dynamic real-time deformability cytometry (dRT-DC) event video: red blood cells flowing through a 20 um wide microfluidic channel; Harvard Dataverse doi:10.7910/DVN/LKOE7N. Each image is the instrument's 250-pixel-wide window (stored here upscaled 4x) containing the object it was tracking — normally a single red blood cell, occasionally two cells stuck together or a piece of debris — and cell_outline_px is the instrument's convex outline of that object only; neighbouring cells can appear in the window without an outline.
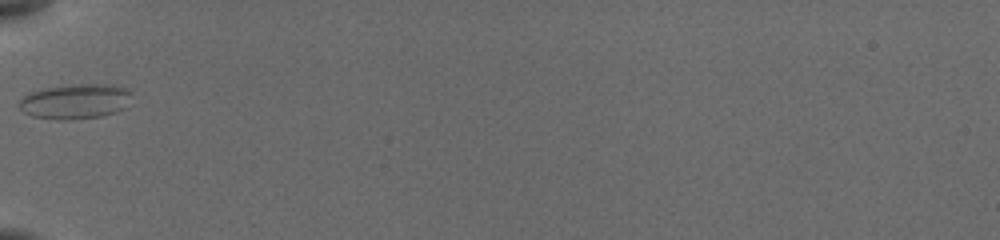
{"species": "common noctule bat (a hibernating species)", "species_latin": "Nyctalus noctula", "temperature_condition": "cold", "stored_images_in_passage": 4, "camera_frame_rate_fps": 3000, "um_per_image_px": 0.085, "animal": {"sex": "female", "body_mass_g": 19.5, "forearm_length_mm": 54.1}, "frame": {"image": 1, "passage_image": 1, "time_ms": 0.0, "image_size_px": [1000, 240], "cell_outline_px": [[132, 92], [124, 108], [116, 112], [100, 116], [72, 120], [60, 120], [32, 116], [24, 112], [16, 104], [24, 96], [40, 88], [64, 84], [116, 84], [128, 88]], "centroid_in_image_um": [6.39, 8.6], "position_along_channel_um": 78.6, "area_um2": 23.35}}